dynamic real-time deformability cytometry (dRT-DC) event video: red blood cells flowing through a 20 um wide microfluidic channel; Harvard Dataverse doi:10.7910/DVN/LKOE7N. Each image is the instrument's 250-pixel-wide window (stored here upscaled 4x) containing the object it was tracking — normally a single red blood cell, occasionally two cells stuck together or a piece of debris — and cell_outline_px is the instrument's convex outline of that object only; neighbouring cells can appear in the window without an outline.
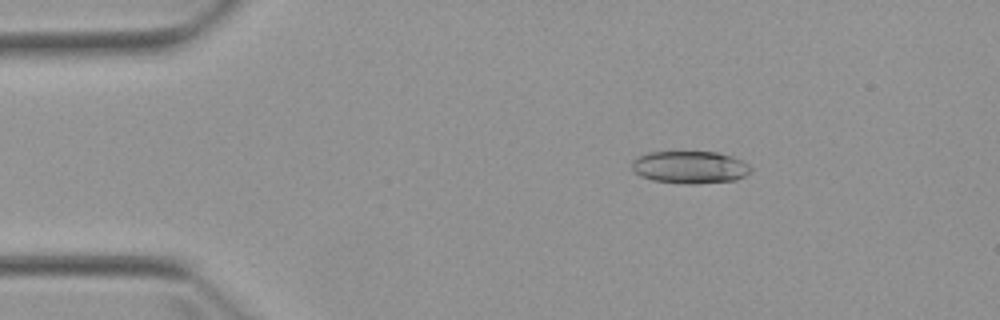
{"species": "Egyptian fruit bat (a non-hibernating species)", "species_latin": "Rousettus aegyptiacus", "temperature_condition": "warm", "stored_images_in_passage": 5, "camera_frame_rate_fps": 3000, "um_per_image_px": 0.085, "animal": {"sex": "female"}, "frame": {"image": 1, "passage_image": 3, "time_ms": 2.333, "image_size_px": [1000, 320], "cell_outline_px": [[752, 172], [736, 180], [696, 184], [680, 184], [652, 180], [640, 176], [632, 168], [632, 160], [636, 156], [648, 152], [716, 152], [732, 156], [748, 164], [752, 168]], "centroid_in_image_um": [58.64, 14.22], "position_along_channel_um": 26.4, "area_um2": 22.72}}